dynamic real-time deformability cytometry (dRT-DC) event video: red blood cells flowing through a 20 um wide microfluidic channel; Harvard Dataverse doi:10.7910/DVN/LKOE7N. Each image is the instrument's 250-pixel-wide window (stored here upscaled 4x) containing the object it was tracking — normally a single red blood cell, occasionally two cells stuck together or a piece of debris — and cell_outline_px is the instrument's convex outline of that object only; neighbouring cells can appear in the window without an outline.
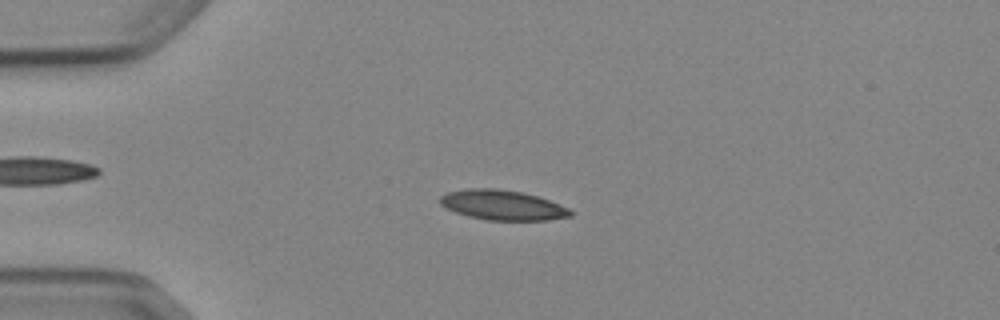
{"species": "Egyptian fruit bat (a non-hibernating species)", "species_latin": "Rousettus aegyptiacus", "temperature_condition": "cold", "stored_images_in_passage": 4, "camera_frame_rate_fps": 3000, "um_per_image_px": 0.085, "animal": {"sex": "female"}, "frame": {"image": 1, "passage_image": 3, "time_ms": 2.333, "image_size_px": [1000, 320], "cell_outline_px": [[572, 216], [548, 220], [484, 220], [468, 216], [456, 212], [440, 204], [440, 196], [448, 192], [464, 188], [496, 188], [524, 192], [560, 204], [568, 208], [572, 212]], "centroid_in_image_um": [42.71, 17.42], "position_along_channel_um": 42.3, "area_um2": 22.77}}